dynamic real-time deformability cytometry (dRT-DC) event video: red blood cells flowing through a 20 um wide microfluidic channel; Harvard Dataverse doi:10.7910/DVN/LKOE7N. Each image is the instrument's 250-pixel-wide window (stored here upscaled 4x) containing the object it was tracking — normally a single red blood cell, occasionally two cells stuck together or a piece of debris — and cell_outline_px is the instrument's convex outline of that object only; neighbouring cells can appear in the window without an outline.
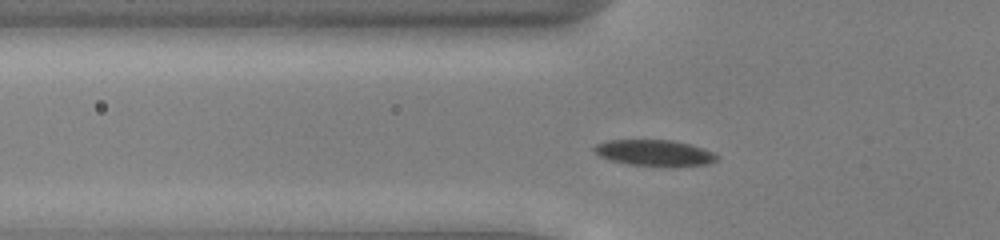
{"species": "common noctule bat (a hibernating species)", "species_latin": "Nyctalus noctula", "temperature_condition": "cold", "stored_images_in_passage": 37, "camera_frame_rate_fps": 3000, "um_per_image_px": 0.085, "animal": {"sex": "male", "body_mass_g": 13.0, "forearm_length_mm": 53.1}, "frame": {"image": 1, "passage_image": 2, "time_ms": 0.333, "image_size_px": [1000, 240], "cell_outline_px": [[720, 156], [716, 160], [708, 164], [668, 168], [664, 168], [628, 164], [612, 160], [600, 156], [592, 152], [592, 148], [596, 144], [608, 140], [672, 140], [704, 148]], "centroid_in_image_um": [55.64, 13.02], "position_along_channel_um": 70.2, "area_um2": 19.13}}
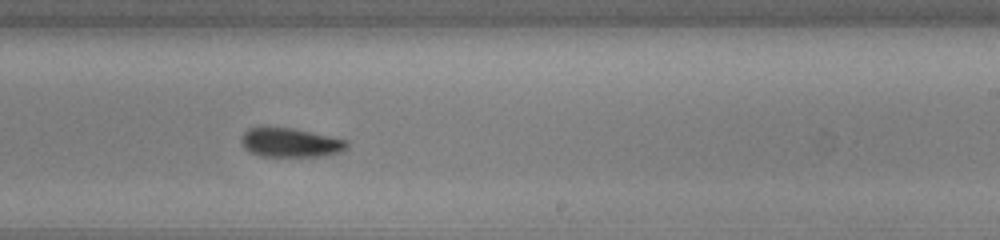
{"frame": {"image": 2, "passage_image": 17, "time_ms": 5.333, "image_size_px": [1000, 240], "cell_outline_px": [[348, 148], [340, 152], [324, 156], [260, 156], [248, 152], [244, 148], [240, 140], [240, 136], [248, 128], [260, 124], [292, 128], [348, 140]], "centroid_in_image_um": [24.6, 12.09], "position_along_channel_um": 264.4, "area_um2": 18.55}}
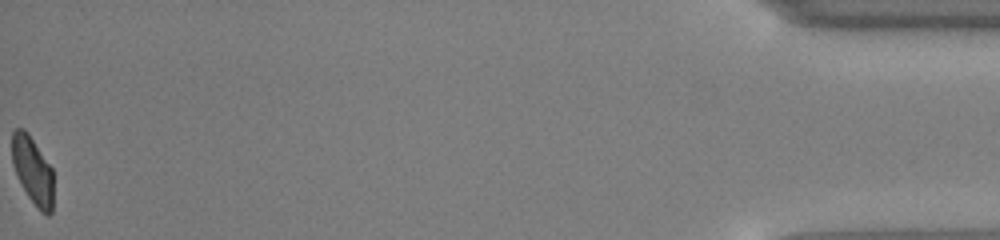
{"frame": {"image": 3, "passage_image": 37, "time_ms": 12.0, "image_size_px": [1000, 240], "cell_outline_px": [[52, 212], [48, 216], [40, 212], [28, 196], [12, 164], [12, 132], [16, 128], [24, 128], [28, 132], [52, 168]], "centroid_in_image_um": [2.77, 14.47], "position_along_channel_um": 432.4, "area_um2": 16.13}, "authors_computed_cell_mechanics": {"area_um2": 18.496, "velocity_mm_per_s": 3.9088, "shape_relaxation_time_tau1_ms": 4.3517, "shape_relaxation_time_tau2_ms": 6.2537, "deformation_change_tau1": 0.1325, "deformation_change_tau2": 0.0693}}